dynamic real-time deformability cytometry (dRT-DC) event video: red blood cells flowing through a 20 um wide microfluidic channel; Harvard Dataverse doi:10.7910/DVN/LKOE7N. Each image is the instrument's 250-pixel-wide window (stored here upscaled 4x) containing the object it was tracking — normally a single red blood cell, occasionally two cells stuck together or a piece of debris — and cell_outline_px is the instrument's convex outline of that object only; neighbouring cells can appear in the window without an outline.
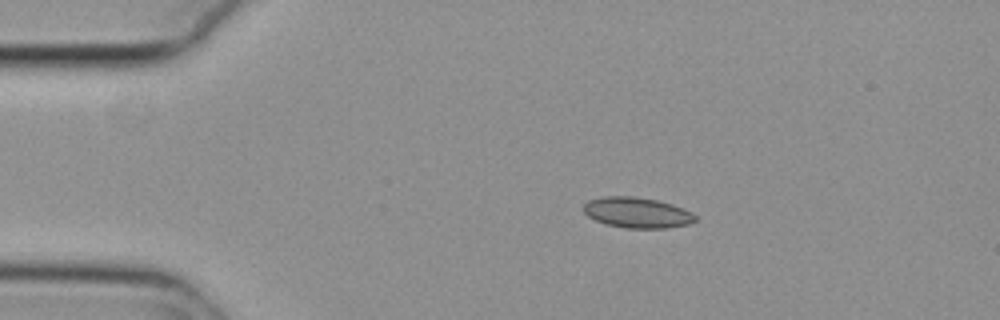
{"species": "common noctule bat (a hibernating species)", "species_latin": "Nyctalus noctula", "temperature_condition": "cold", "stored_images_in_passage": 45, "camera_frame_rate_fps": 3000, "um_per_image_px": 0.085, "animal": {"sex": "female", "body_mass_g": 29.2, "forearm_length_mm": 56.3}, "frame": {"image": 1, "passage_image": 1, "time_ms": 0.0, "image_size_px": [1000, 320], "cell_outline_px": [[696, 220], [692, 224], [668, 228], [628, 228], [604, 224], [588, 216], [584, 212], [584, 204], [588, 200], [604, 196], [632, 196], [656, 200], [672, 204], [684, 208], [692, 212], [696, 216]], "centroid_in_image_um": [54.18, 18.08], "position_along_channel_um": 30.8, "area_um2": 20.06}}
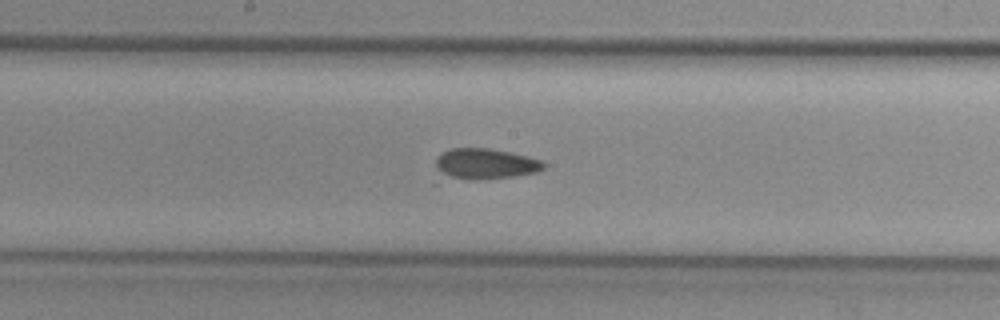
{"frame": {"image": 2, "passage_image": 19, "time_ms": 6.0, "image_size_px": [1000, 320], "cell_outline_px": [[548, 164], [544, 168], [536, 172], [516, 176], [480, 180], [472, 180], [440, 176], [436, 168], [436, 156], [452, 148], [488, 148], [528, 156], [540, 160]], "centroid_in_image_um": [41.23, 13.94], "position_along_channel_um": 207.0, "area_um2": 19.54}}
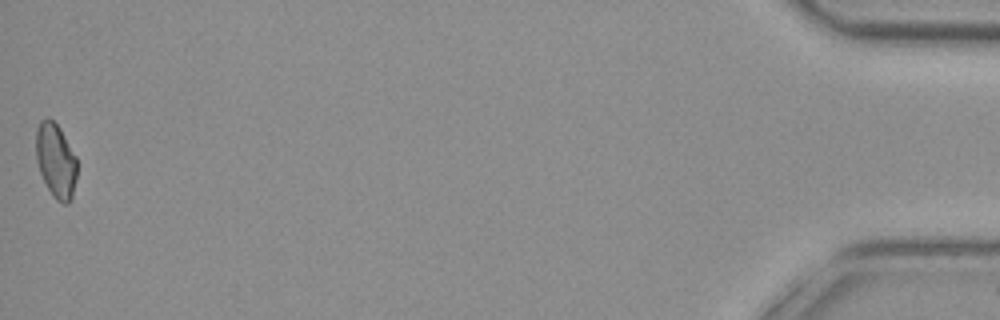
{"frame": {"image": 3, "passage_image": 45, "time_ms": 14.667, "image_size_px": [1000, 320], "cell_outline_px": [[76, 180], [72, 200], [68, 204], [64, 204], [56, 200], [52, 196], [40, 172], [36, 160], [36, 128], [40, 120], [48, 116], [60, 128], [76, 156]], "centroid_in_image_um": [4.74, 13.65], "position_along_channel_um": 430.5, "area_um2": 17.98}}